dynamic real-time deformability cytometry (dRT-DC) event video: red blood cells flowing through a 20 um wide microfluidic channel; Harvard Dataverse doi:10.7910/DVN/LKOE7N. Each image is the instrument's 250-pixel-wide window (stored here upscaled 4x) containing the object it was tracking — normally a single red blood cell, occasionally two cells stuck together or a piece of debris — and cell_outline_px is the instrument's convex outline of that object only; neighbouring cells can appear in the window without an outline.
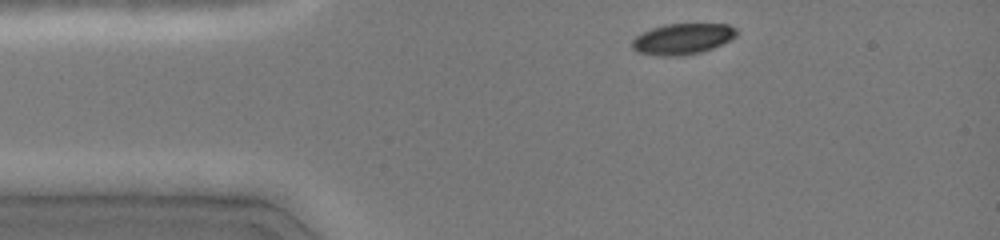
{"species": "common noctule bat (a hibernating species)", "species_latin": "Nyctalus noctula", "temperature_condition": "cold", "stored_images_in_passage": 52, "camera_frame_rate_fps": 3000, "um_per_image_px": 0.085, "animal": {"sex": "female", "body_mass_g": 19.0, "forearm_length_mm": 51.5}, "frame": {"image": 1, "passage_image": 1, "time_ms": 0.0, "image_size_px": [1000, 240], "cell_outline_px": [[736, 36], [712, 48], [700, 52], [680, 56], [660, 56], [636, 52], [632, 48], [632, 40], [636, 36], [652, 28], [664, 24], [728, 24], [736, 28]], "centroid_in_image_um": [57.98, 3.31], "position_along_channel_um": 27.0, "area_um2": 18.67}}
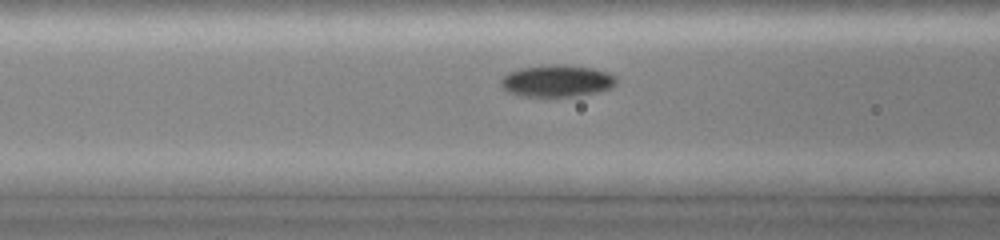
{"frame": {"image": 2, "passage_image": 19, "time_ms": 3.333, "image_size_px": [1000, 240], "cell_outline_px": [[616, 84], [612, 88], [580, 96], [520, 96], [508, 92], [500, 84], [500, 80], [508, 72], [520, 68], [552, 64], [560, 64], [592, 68], [608, 72], [616, 76]], "centroid_in_image_um": [47.35, 6.87], "position_along_channel_um": 119.3, "area_um2": 21.56}}
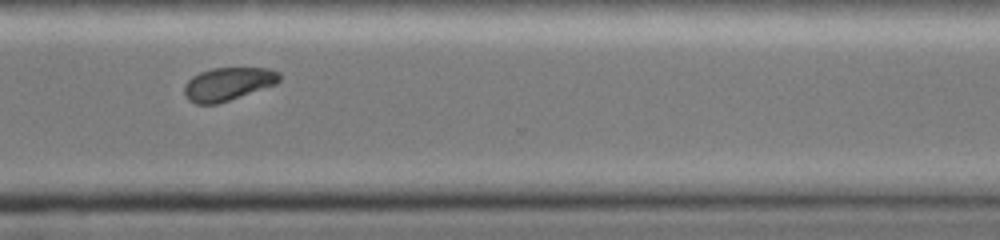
{"frame": {"image": 3, "passage_image": 51, "time_ms": 9.0, "image_size_px": [1000, 240], "cell_outline_px": [[280, 80], [276, 84], [216, 104], [196, 104], [188, 100], [184, 96], [184, 84], [192, 76], [200, 72], [212, 68], [268, 68], [280, 72]], "centroid_in_image_um": [19.35, 7.13], "position_along_channel_um": 351.3, "area_um2": 18.32}}